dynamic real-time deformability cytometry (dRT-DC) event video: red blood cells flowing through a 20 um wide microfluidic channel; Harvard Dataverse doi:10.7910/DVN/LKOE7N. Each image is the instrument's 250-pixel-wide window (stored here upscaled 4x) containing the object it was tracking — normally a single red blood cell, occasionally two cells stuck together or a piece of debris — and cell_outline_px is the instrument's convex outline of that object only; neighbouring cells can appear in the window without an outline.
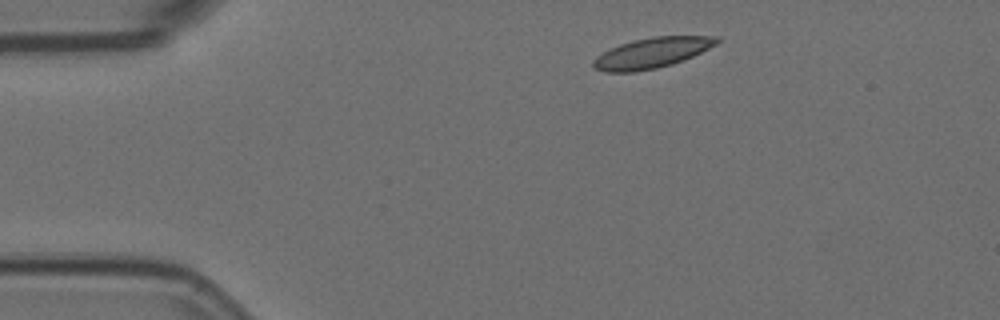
{"species": "Egyptian fruit bat (a non-hibernating species)", "species_latin": "Rousettus aegyptiacus", "temperature_condition": "room temperature", "stored_images_in_passage": 2, "camera_frame_rate_fps": 3000, "um_per_image_px": 0.085, "animal": {"sex": "female"}, "frame": {"image": 1, "passage_image": 1, "time_ms": 0.0, "image_size_px": [1000, 320], "cell_outline_px": [[720, 40], [716, 44], [692, 56], [672, 64], [656, 68], [632, 72], [604, 72], [592, 68], [592, 60], [596, 56], [620, 44], [632, 40], [652, 36], [720, 36]], "centroid_in_image_um": [55.37, 4.49], "position_along_channel_um": 29.6, "area_um2": 21.79}}